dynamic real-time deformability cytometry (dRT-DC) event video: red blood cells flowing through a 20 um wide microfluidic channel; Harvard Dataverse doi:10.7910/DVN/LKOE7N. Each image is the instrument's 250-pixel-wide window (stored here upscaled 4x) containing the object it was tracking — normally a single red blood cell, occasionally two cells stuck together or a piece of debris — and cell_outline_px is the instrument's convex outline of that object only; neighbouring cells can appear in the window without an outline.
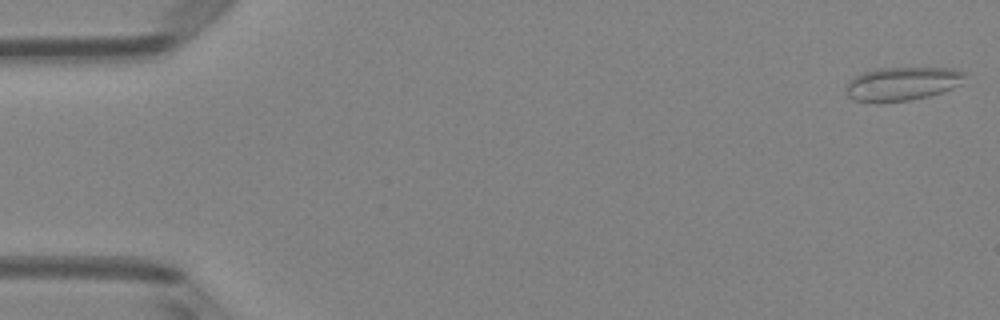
{"species": "Egyptian fruit bat (a non-hibernating species)", "species_latin": "Rousettus aegyptiacus", "temperature_condition": "room temperature", "stored_images_in_passage": 50, "camera_frame_rate_fps": 3000, "um_per_image_px": 0.085, "animal": {"sex": "female"}, "frame": {"image": 1, "passage_image": 1, "time_ms": 0.0, "image_size_px": [1000, 320], "cell_outline_px": [[968, 72], [964, 84], [928, 96], [908, 100], [880, 104], [876, 104], [852, 100], [844, 92], [844, 88], [848, 80], [864, 72], [876, 68], [952, 68]], "centroid_in_image_um": [76.67, 7.13], "position_along_channel_um": 8.3, "area_um2": 23.99}}
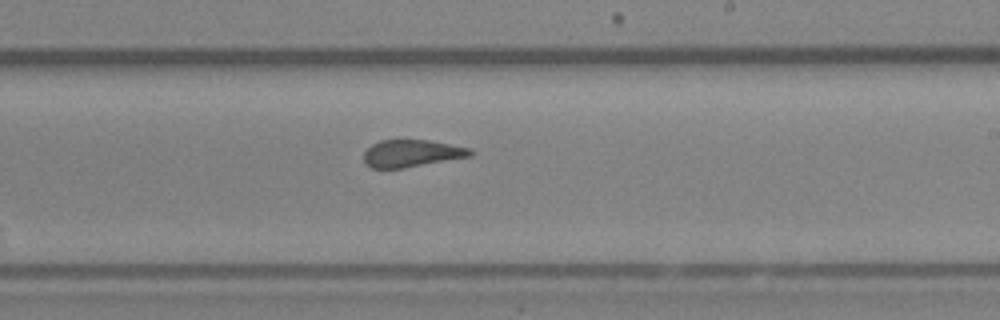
{"frame": {"image": 2, "passage_image": 30, "time_ms": 9.667, "image_size_px": [1000, 320], "cell_outline_px": [[472, 156], [404, 168], [372, 168], [364, 160], [364, 152], [372, 144], [380, 140], [428, 140], [468, 148], [472, 152]], "centroid_in_image_um": [34.97, 13.04], "position_along_channel_um": 254.0, "area_um2": 16.65}}
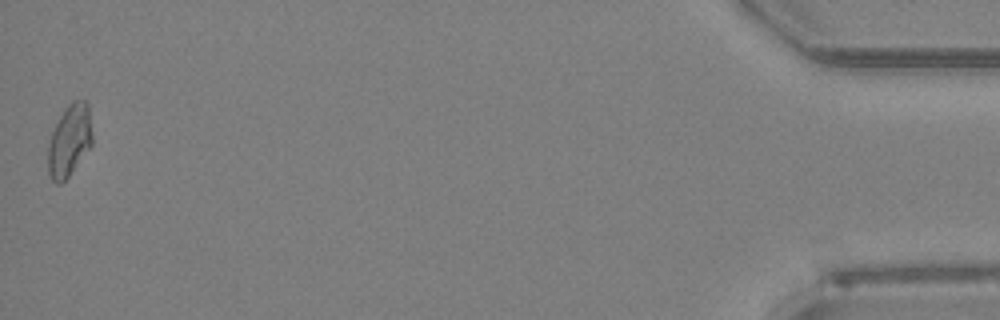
{"frame": {"image": 3, "passage_image": 50, "time_ms": 16.333, "image_size_px": [1000, 320], "cell_outline_px": [[92, 144], [68, 176], [60, 184], [56, 184], [52, 180], [48, 172], [48, 144], [52, 132], [64, 108], [72, 100], [84, 100], [88, 104], [92, 132]], "centroid_in_image_um": [5.9, 11.92], "position_along_channel_um": 429.3, "area_um2": 18.38}, "authors_computed_cell_mechanics": {"area_um2": 18.207, "velocity_mm_per_s": 4.0273, "shape_relaxation_time_tau1_ms": null, "shape_relaxation_time_tau2_ms": 0.8989, "deformation_change_tau1": null, "deformation_change_tau2": 0.0394}}